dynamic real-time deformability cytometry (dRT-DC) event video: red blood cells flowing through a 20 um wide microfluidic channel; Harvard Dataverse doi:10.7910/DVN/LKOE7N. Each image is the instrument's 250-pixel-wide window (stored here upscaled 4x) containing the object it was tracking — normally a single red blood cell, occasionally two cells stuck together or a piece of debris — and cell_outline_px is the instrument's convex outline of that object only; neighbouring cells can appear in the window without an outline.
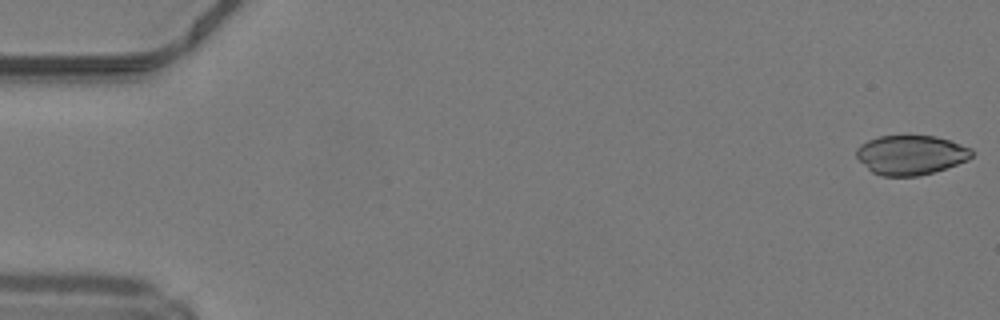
{"species": "common noctule bat (a hibernating species)", "species_latin": "Nyctalus noctula", "temperature_condition": "warm", "stored_images_in_passage": 49, "camera_frame_rate_fps": 3000, "um_per_image_px": 0.085, "animal": {"sex": "male", "body_mass_g": 19.2, "forearm_length_mm": 51.8}, "frame": {"image": 1, "passage_image": 1, "time_ms": 0.0, "image_size_px": [1000, 320], "cell_outline_px": [[972, 156], [968, 160], [932, 172], [916, 176], [880, 176], [872, 172], [856, 156], [856, 148], [860, 144], [868, 140], [880, 136], [936, 136], [972, 148]], "centroid_in_image_um": [77.4, 13.16], "position_along_channel_um": 7.6, "area_um2": 26.3}}
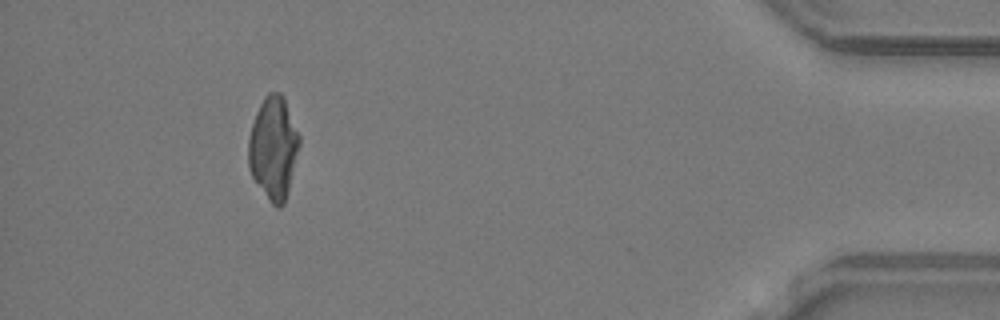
{"frame": {"image": 2, "passage_image": 45, "time_ms": 14.667, "image_size_px": [1000, 320], "cell_outline_px": [[300, 144], [284, 204], [280, 208], [276, 208], [268, 200], [252, 176], [248, 168], [248, 140], [252, 124], [256, 112], [264, 96], [268, 92], [280, 92], [284, 96], [300, 136]], "centroid_in_image_um": [23.23, 12.55], "position_along_channel_um": 412.0, "area_um2": 30.52}}